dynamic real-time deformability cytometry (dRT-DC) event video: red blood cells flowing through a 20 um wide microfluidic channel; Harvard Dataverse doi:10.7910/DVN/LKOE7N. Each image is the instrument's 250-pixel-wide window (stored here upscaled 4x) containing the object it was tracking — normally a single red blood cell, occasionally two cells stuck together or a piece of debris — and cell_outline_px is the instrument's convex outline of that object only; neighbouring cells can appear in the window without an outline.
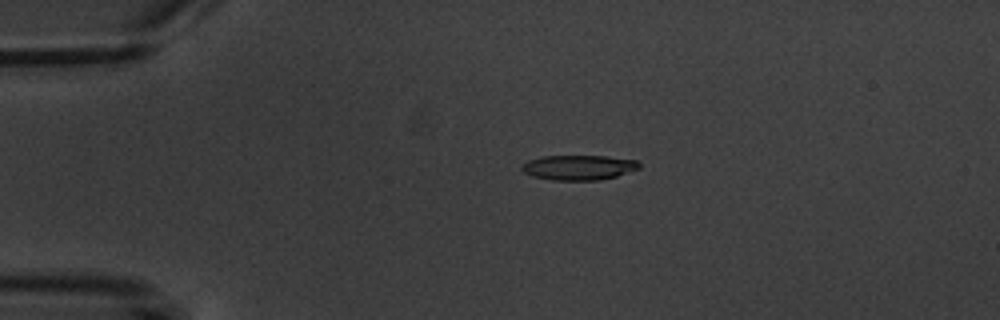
{"species": "common noctule bat (a hibernating species)", "species_latin": "Nyctalus noctula", "temperature_condition": "warm", "stored_images_in_passage": 7, "camera_frame_rate_fps": 3000, "um_per_image_px": 0.085, "animal": {"sex": "male", "body_mass_g": 20.1, "forearm_length_mm": 53.5}, "frame": {"image": 1, "passage_image": 4, "time_ms": 3.667, "image_size_px": [1000, 320], "cell_outline_px": [[640, 168], [616, 176], [600, 180], [552, 180], [532, 176], [524, 172], [520, 168], [528, 160], [540, 156], [608, 156], [636, 160], [640, 164]], "centroid_in_image_um": [49.18, 14.23], "position_along_channel_um": 35.8, "area_um2": 17.05}}
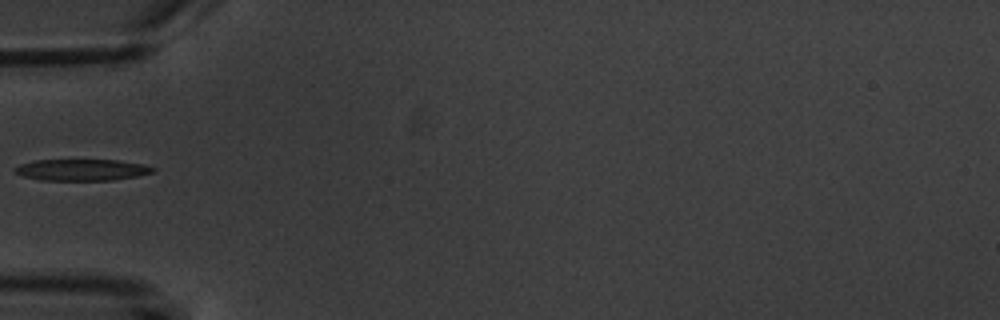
{"frame": {"image": 2, "passage_image": 6, "time_ms": 6.0, "image_size_px": [1000, 320], "cell_outline_px": [[156, 168], [152, 172], [136, 176], [112, 180], [40, 180], [24, 176], [12, 172], [12, 168], [20, 164], [36, 160], [116, 160], [144, 164]], "centroid_in_image_um": [6.9, 14.43], "position_along_channel_um": 78.1, "area_um2": 17.22}}